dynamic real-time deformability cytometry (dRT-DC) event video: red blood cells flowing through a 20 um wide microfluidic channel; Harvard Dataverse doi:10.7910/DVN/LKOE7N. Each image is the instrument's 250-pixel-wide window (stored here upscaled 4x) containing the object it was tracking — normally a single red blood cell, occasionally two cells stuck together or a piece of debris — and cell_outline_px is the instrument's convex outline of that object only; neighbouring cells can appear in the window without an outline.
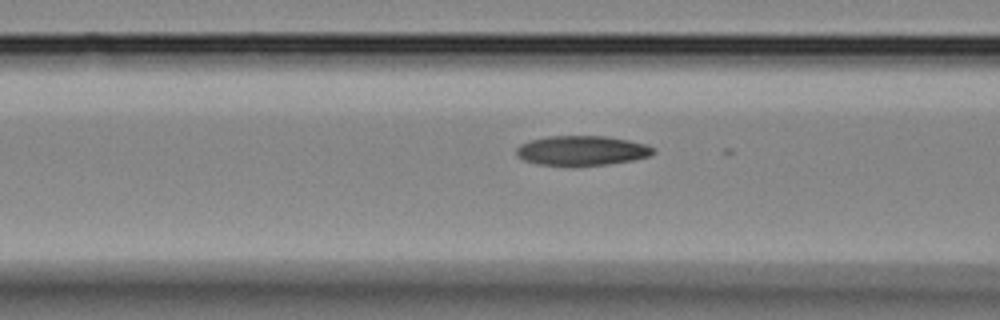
{"species": "Egyptian fruit bat (a non-hibernating species)", "species_latin": "Rousettus aegyptiacus", "temperature_condition": "room temperature", "stored_images_in_passage": 6, "camera_frame_rate_fps": 3000, "um_per_image_px": 0.085, "animal": {"sex": "female"}, "frame": {"image": 1, "passage_image": 6, "time_ms": 1.667, "image_size_px": [1000, 320], "cell_outline_px": [[656, 152], [652, 156], [632, 160], [608, 164], [572, 168], [536, 164], [524, 160], [516, 156], [516, 148], [520, 144], [528, 140], [548, 136], [608, 136], [648, 144], [656, 148]], "centroid_in_image_um": [49.46, 12.83], "position_along_channel_um": 117.1, "area_um2": 24.68}}